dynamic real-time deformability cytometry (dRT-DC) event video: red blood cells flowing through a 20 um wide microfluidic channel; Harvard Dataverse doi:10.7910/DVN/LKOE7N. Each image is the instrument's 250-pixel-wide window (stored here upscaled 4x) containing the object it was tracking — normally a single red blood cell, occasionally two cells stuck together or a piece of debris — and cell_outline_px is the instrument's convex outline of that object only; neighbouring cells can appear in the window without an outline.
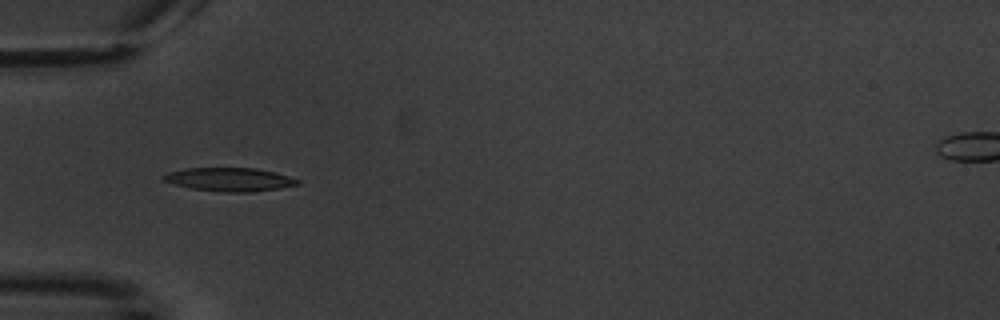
{"species": "common noctule bat (a hibernating species)", "species_latin": "Nyctalus noctula", "temperature_condition": "warm", "stored_images_in_passage": 9, "camera_frame_rate_fps": 3000, "um_per_image_px": 0.085, "animal": {"sex": "male", "body_mass_g": 20.1, "forearm_length_mm": 53.5}, "frame": {"image": 1, "passage_image": 6, "time_ms": 5.667, "image_size_px": [1000, 320], "cell_outline_px": [[300, 184], [280, 188], [248, 192], [224, 192], [192, 188], [176, 184], [164, 180], [160, 176], [168, 172], [184, 168], [256, 168], [276, 172], [300, 180]], "centroid_in_image_um": [19.53, 15.24], "position_along_channel_um": 65.5, "area_um2": 18.26}}
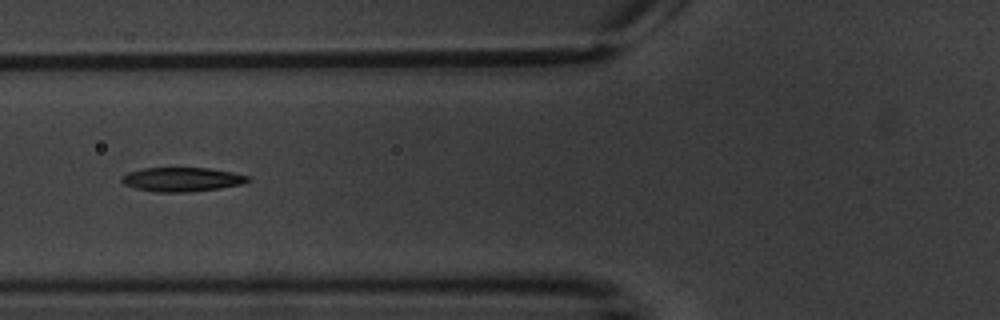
{"frame": {"image": 2, "passage_image": 7, "time_ms": 7.0, "image_size_px": [1000, 320], "cell_outline_px": [[248, 180], [240, 184], [216, 188], [188, 192], [156, 192], [136, 188], [124, 184], [120, 180], [120, 176], [128, 172], [144, 168], [208, 168], [232, 172], [248, 176]], "centroid_in_image_um": [15.38, 15.24], "position_along_channel_um": 110.4, "area_um2": 17.46}}
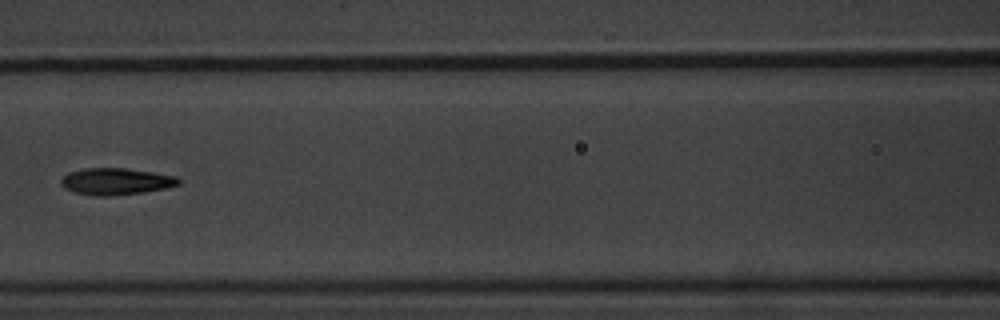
{"frame": {"image": 3, "passage_image": 8, "time_ms": 8.333, "image_size_px": [1000, 320], "cell_outline_px": [[180, 184], [164, 188], [144, 192], [112, 196], [96, 196], [76, 192], [64, 188], [60, 184], [60, 180], [68, 172], [84, 168], [124, 168], [152, 172], [176, 176], [180, 180]], "centroid_in_image_um": [9.83, 15.42], "position_along_channel_um": 156.8, "area_um2": 18.26}}